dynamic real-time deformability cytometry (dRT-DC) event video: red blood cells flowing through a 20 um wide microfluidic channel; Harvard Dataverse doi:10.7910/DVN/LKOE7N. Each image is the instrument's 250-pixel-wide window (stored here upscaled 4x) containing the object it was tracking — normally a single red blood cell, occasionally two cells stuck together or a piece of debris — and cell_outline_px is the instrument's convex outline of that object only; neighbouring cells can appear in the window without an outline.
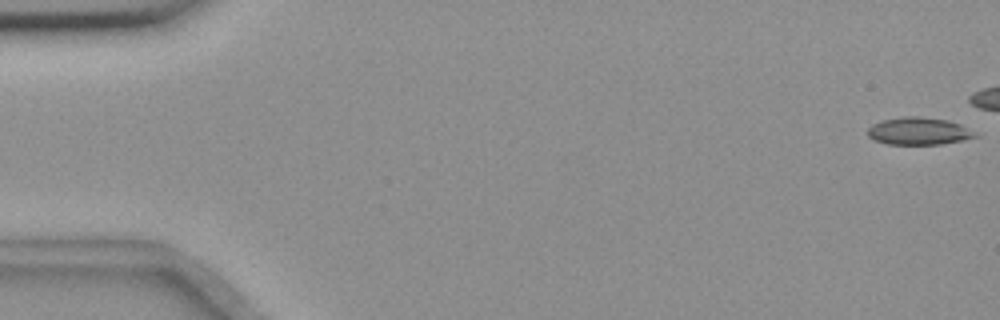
{"species": "common noctule bat (a hibernating species)", "species_latin": "Nyctalus noctula", "temperature_condition": "room temperature", "stored_images_in_passage": 11, "camera_frame_rate_fps": 3000, "um_per_image_px": 0.085, "animal": {"sex": "female", "body_mass_g": 18.4}, "frame": {"image": 1, "passage_image": 1, "time_ms": 0.0, "image_size_px": [1000, 320], "cell_outline_px": [[980, 136], [964, 140], [940, 144], [888, 144], [872, 140], [868, 136], [868, 128], [872, 124], [880, 120], [904, 116], [920, 116], [948, 120], [960, 124]], "centroid_in_image_um": [78.06, 11.14], "position_along_channel_um": 6.9, "area_um2": 17.28}}